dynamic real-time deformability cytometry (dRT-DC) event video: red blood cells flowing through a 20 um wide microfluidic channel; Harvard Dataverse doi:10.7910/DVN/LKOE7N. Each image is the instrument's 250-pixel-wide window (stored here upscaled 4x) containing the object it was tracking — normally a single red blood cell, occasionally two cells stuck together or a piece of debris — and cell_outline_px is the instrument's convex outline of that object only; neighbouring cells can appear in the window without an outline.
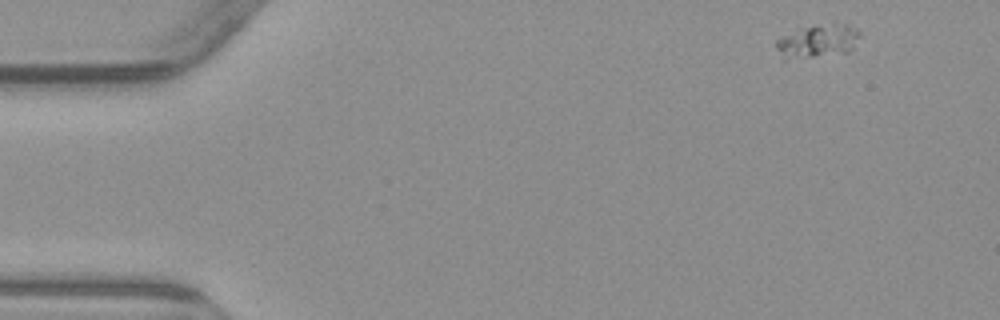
{"species": "common noctule bat (a hibernating species)", "species_latin": "Nyctalus noctula", "temperature_condition": "warm", "stored_images_in_passage": 4, "camera_frame_rate_fps": 3000, "um_per_image_px": 0.085, "animal": {"sex": "male", "body_mass_g": 23.1, "forearm_length_mm": 52.7}, "frame": {"image": 1, "passage_image": 1, "time_ms": 0.0, "image_size_px": [1000, 320], "cell_outline_px": [[860, 36], [852, 48], [848, 52], [784, 60], [776, 48], [776, 40], [784, 36], [804, 28], [832, 20], [856, 28], [860, 32]], "centroid_in_image_um": [69.55, 3.47], "position_along_channel_um": 15.5, "area_um2": 16.18}}
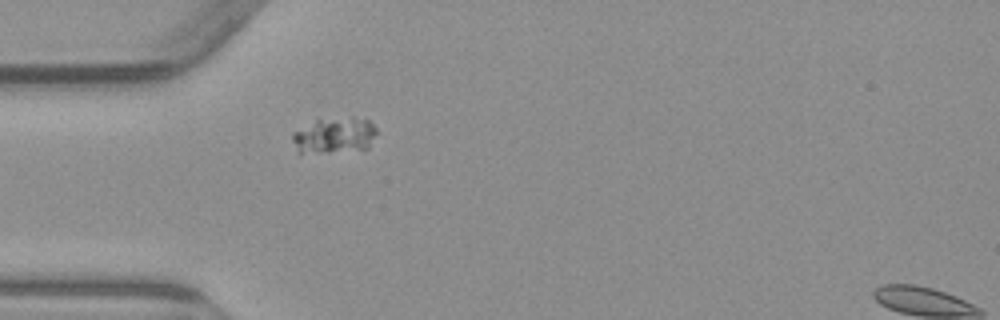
{"frame": {"image": 2, "passage_image": 4, "time_ms": 4.0, "image_size_px": [1000, 320], "cell_outline_px": [[380, 132], [368, 148], [300, 156], [296, 152], [292, 140], [292, 132], [316, 120], [352, 116], [368, 120]], "centroid_in_image_um": [28.4, 11.54], "position_along_channel_um": 56.6, "area_um2": 18.38}}